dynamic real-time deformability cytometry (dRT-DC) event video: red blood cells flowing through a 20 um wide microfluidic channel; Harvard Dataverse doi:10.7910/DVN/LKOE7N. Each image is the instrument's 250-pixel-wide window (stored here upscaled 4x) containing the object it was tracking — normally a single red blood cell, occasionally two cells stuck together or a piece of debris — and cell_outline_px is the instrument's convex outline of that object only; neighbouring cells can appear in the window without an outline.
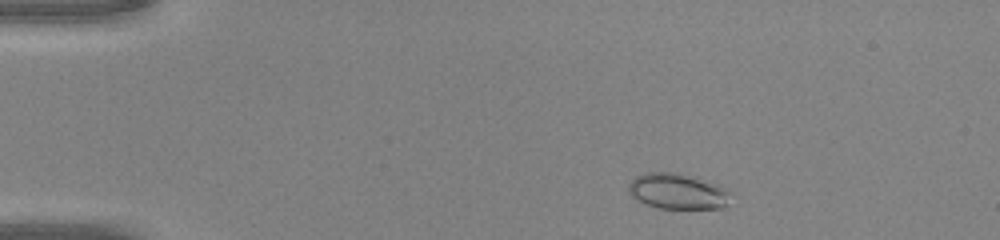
{"species": "common noctule bat (a hibernating species)", "species_latin": "Nyctalus noctula", "temperature_condition": "warm", "stored_images_in_passage": 40, "camera_frame_rate_fps": 3000, "um_per_image_px": 0.085, "animal": {"sex": "male", "body_mass_g": 20.0, "forearm_length_mm": 53.3}, "frame": {"image": 1, "passage_image": 1, "time_ms": 0.0, "image_size_px": [1000, 240], "cell_outline_px": [[732, 192], [724, 208], [660, 208], [648, 204], [632, 196], [628, 192], [628, 184], [636, 176], [648, 172], [676, 172], [716, 184]], "centroid_in_image_um": [57.59, 16.26], "position_along_channel_um": 27.4, "area_um2": 20.87}}
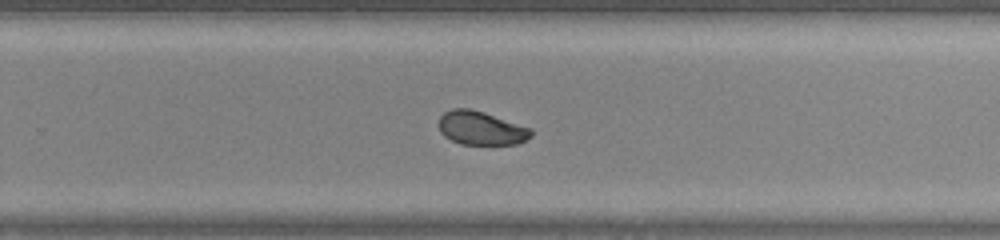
{"frame": {"image": 2, "passage_image": 24, "time_ms": 7.667, "image_size_px": [1000, 240], "cell_outline_px": [[532, 136], [516, 144], [460, 144], [444, 136], [440, 132], [440, 116], [444, 112], [452, 108], [468, 108], [484, 112], [532, 128]], "centroid_in_image_um": [40.89, 10.88], "position_along_channel_um": 288.9, "area_um2": 18.03}}
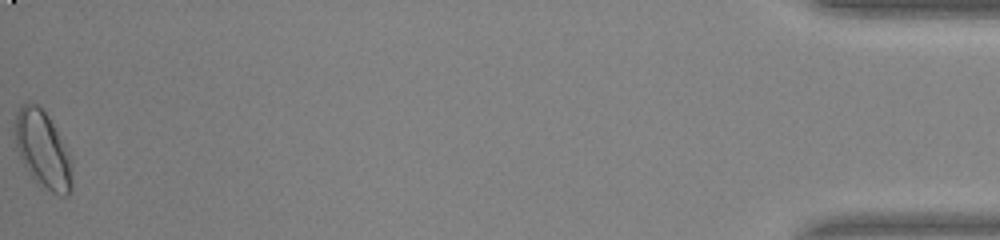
{"frame": {"image": 3, "passage_image": 40, "time_ms": 13.0, "image_size_px": [1000, 240], "cell_outline_px": [[72, 188], [68, 196], [60, 196], [52, 192], [36, 180], [32, 176], [24, 164], [20, 156], [16, 144], [16, 112], [24, 104], [36, 104], [48, 116], [72, 160]], "centroid_in_image_um": [3.68, 12.76], "position_along_channel_um": 431.5, "area_um2": 24.8}}